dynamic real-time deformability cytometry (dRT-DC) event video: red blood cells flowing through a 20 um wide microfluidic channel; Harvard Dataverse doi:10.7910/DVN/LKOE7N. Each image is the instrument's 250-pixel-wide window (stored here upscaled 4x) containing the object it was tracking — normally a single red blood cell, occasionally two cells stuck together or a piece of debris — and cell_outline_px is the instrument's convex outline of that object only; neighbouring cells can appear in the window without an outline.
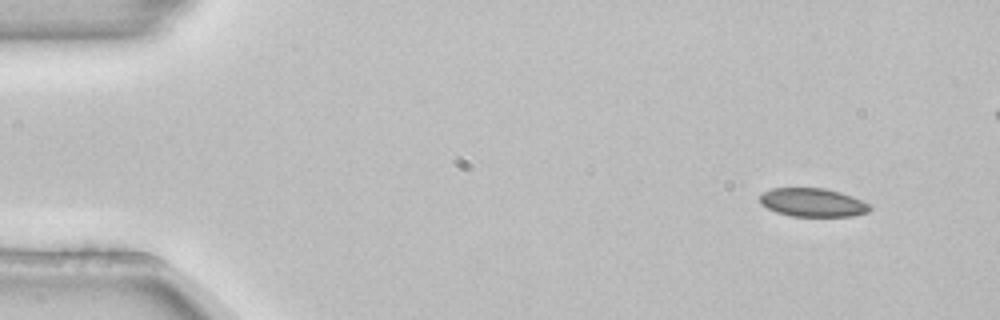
{"species": "common noctule bat (a hibernating species)", "species_latin": "Nyctalus noctula", "temperature_condition": "room temperature", "stored_images_in_passage": 5, "camera_frame_rate_fps": 3000, "um_per_image_px": 0.085, "animal": {"sex": "female", "body_mass_g": 22.7, "forearm_length_mm": 54.2}, "frame": {"image": 1, "passage_image": 1, "time_ms": 0.0, "image_size_px": [1000, 320], "cell_outline_px": [[872, 208], [868, 212], [852, 216], [792, 216], [776, 212], [760, 204], [760, 196], [764, 192], [772, 188], [824, 188], [840, 192], [860, 200], [868, 204]], "centroid_in_image_um": [69.06, 17.21], "position_along_channel_um": 15.9, "area_um2": 18.09}}